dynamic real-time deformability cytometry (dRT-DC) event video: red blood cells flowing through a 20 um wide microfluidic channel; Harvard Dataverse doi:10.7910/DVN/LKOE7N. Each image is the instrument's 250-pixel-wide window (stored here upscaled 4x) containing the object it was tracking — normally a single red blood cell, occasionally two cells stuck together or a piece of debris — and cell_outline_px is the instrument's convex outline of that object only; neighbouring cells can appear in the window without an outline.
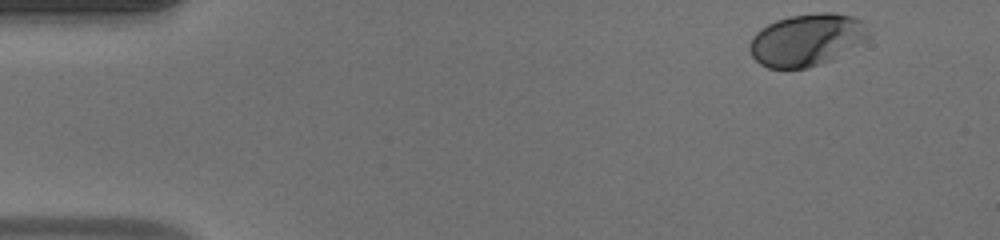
{"species": "human", "species_latin": "Homo sapiens", "temperature_condition": "warm", "stored_images_in_passage": 40, "camera_frame_rate_fps": 3000, "um_per_image_px": 0.085, "donor": {"sex": "male"}, "frame": {"image": 1, "passage_image": 1, "time_ms": 0.0, "image_size_px": [1000, 240], "cell_outline_px": [[872, 32], [864, 40], [832, 60], [808, 68], [768, 68], [760, 64], [752, 56], [748, 48], [748, 44], [752, 36], [760, 28], [776, 20], [788, 16], [820, 12], [832, 12], [852, 16], [864, 20]], "centroid_in_image_um": [68.57, 3.37], "position_along_channel_um": 16.4, "area_um2": 36.47}}
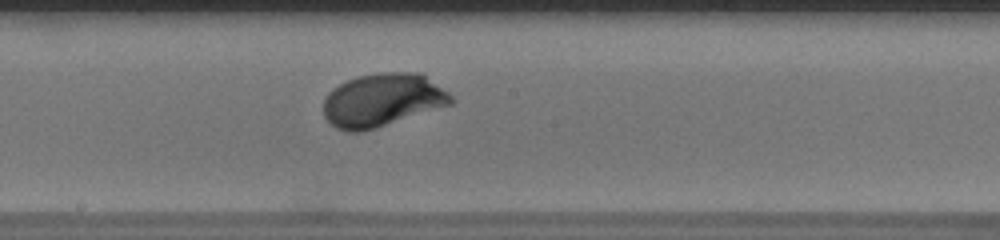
{"frame": {"image": 2, "passage_image": 24, "time_ms": 7.667, "image_size_px": [1000, 240], "cell_outline_px": [[456, 100], [452, 104], [376, 128], [360, 132], [348, 132], [336, 128], [324, 116], [324, 100], [328, 92], [332, 88], [356, 76], [380, 72], [420, 72], [448, 92]], "centroid_in_image_um": [32.51, 8.5], "position_along_channel_um": 215.7, "area_um2": 39.59}}
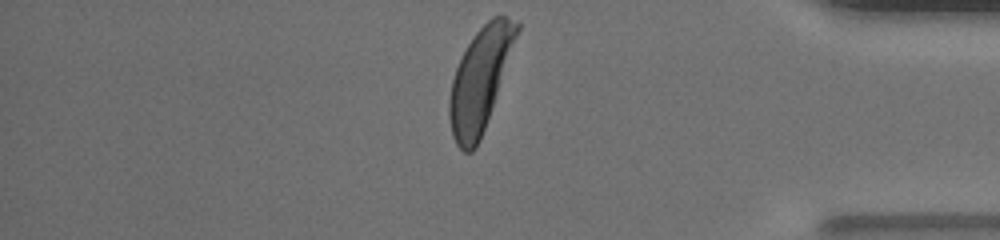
{"frame": {"image": 3, "passage_image": 39, "time_ms": 12.667, "image_size_px": [1000, 240], "cell_outline_px": [[520, 28], [480, 140], [476, 148], [472, 152], [464, 152], [456, 144], [452, 136], [448, 116], [448, 100], [452, 80], [456, 68], [468, 44], [476, 32], [492, 16], [500, 12], [520, 20]], "centroid_in_image_um": [40.8, 6.72], "position_along_channel_um": 394.4, "area_um2": 40.11}, "authors_computed_cell_mechanics": {"area_um2": 38.2347, "velocity_mm_per_s": 4.1052, "shape_relaxation_time_tau1_ms": 2.0767, "shape_relaxation_time_tau2_ms": null, "deformation_change_tau1": 0.1563, "deformation_change_tau2": null}}